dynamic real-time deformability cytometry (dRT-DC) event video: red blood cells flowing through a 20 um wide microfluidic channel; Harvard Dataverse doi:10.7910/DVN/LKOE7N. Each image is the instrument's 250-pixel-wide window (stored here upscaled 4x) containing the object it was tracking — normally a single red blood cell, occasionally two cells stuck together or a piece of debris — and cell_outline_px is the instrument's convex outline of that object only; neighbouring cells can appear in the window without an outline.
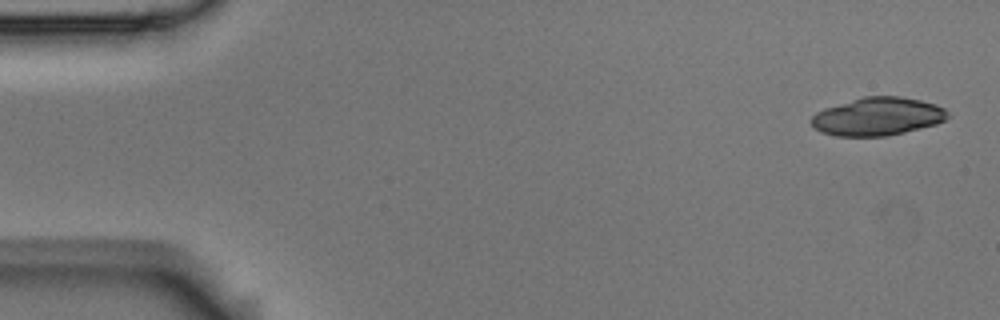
{"species": "Egyptian fruit bat (a non-hibernating species)", "species_latin": "Rousettus aegyptiacus", "temperature_condition": "room temperature", "stored_images_in_passage": 6, "camera_frame_rate_fps": 3000, "um_per_image_px": 0.085, "animal": {"sex": "male"}, "frame": {"image": 1, "passage_image": 1, "time_ms": 0.0, "image_size_px": [1000, 320], "cell_outline_px": [[952, 116], [936, 124], [888, 136], [836, 136], [820, 132], [808, 120], [816, 112], [824, 108], [864, 96], [900, 96], [920, 100], [936, 104], [944, 108]], "centroid_in_image_um": [74.6, 9.9], "position_along_channel_um": 10.4, "area_um2": 30.4}}
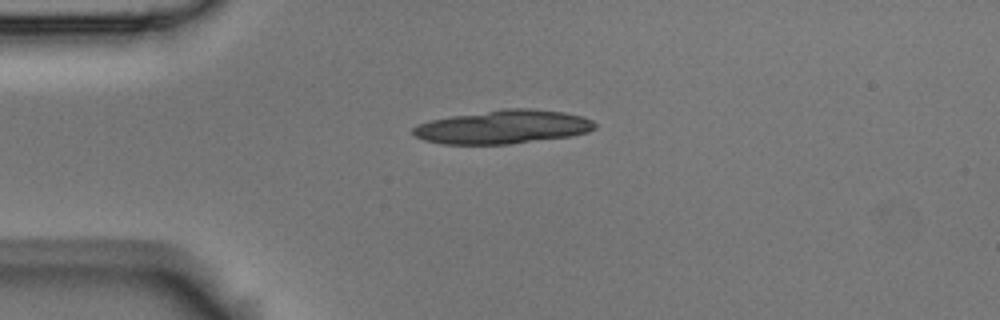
{"frame": {"image": 2, "passage_image": 4, "time_ms": 1.0, "image_size_px": [1000, 320], "cell_outline_px": [[596, 128], [588, 132], [572, 136], [508, 144], [444, 144], [424, 140], [416, 136], [412, 132], [412, 128], [420, 124], [432, 120], [452, 116], [508, 108], [528, 108], [564, 112], [584, 116], [592, 120], [596, 124]], "centroid_in_image_um": [42.82, 10.79], "position_along_channel_um": 42.2, "area_um2": 35.43}}